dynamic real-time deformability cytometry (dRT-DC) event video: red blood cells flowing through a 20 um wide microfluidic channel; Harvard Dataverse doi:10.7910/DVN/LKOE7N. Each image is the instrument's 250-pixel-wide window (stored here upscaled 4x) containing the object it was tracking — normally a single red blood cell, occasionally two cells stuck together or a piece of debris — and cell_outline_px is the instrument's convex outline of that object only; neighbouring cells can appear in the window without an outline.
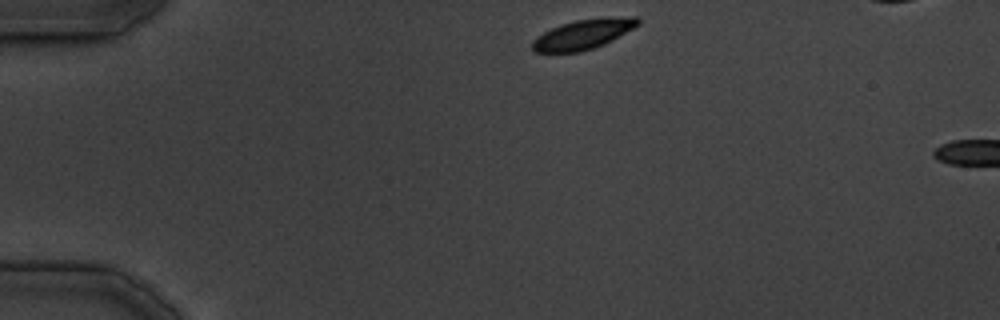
{"species": "common noctule bat (a hibernating species)", "species_latin": "Nyctalus noctula", "temperature_condition": "cold", "stored_images_in_passage": 3, "camera_frame_rate_fps": 3000, "um_per_image_px": 0.085, "animal": {"sex": "male", "body_mass_g": 19.5, "forearm_length_mm": 54.6}, "frame": {"image": 1, "passage_image": 1, "time_ms": 0.0, "image_size_px": [1000, 320], "cell_outline_px": [[640, 24], [612, 40], [604, 44], [580, 52], [536, 52], [532, 48], [532, 40], [544, 32], [560, 24], [576, 20], [604, 16], [636, 16], [640, 20]], "centroid_in_image_um": [49.61, 2.88], "position_along_channel_um": 35.4, "area_um2": 18.44}}